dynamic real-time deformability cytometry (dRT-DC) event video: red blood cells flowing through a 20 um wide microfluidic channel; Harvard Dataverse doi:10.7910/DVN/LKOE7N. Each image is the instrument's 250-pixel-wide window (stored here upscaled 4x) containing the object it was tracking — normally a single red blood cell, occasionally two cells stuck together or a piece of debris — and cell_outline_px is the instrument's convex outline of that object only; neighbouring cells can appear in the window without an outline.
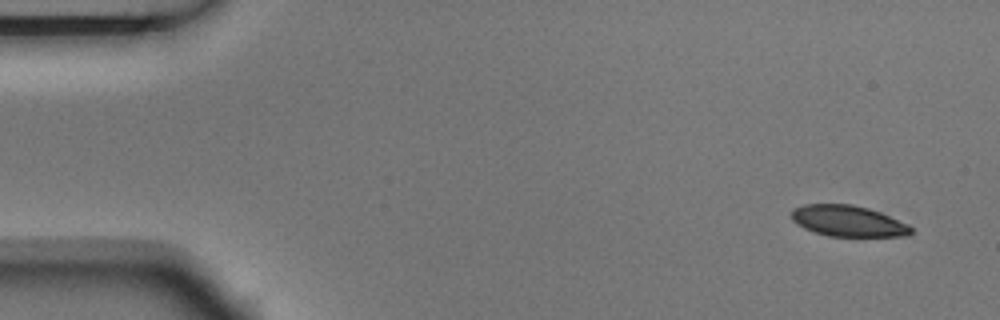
{"species": "Egyptian fruit bat (a non-hibernating species)", "species_latin": "Rousettus aegyptiacus", "temperature_condition": "room temperature", "stored_images_in_passage": 8, "camera_frame_rate_fps": 3000, "um_per_image_px": 0.085, "animal": {"sex": "male"}, "frame": {"image": 1, "passage_image": 1, "time_ms": 0.0, "image_size_px": [1000, 320], "cell_outline_px": [[912, 232], [908, 236], [828, 236], [804, 228], [796, 224], [792, 220], [792, 208], [804, 204], [852, 204], [868, 208], [880, 212], [908, 224], [912, 228]], "centroid_in_image_um": [72.07, 18.78], "position_along_channel_um": 12.9, "area_um2": 21.62}}
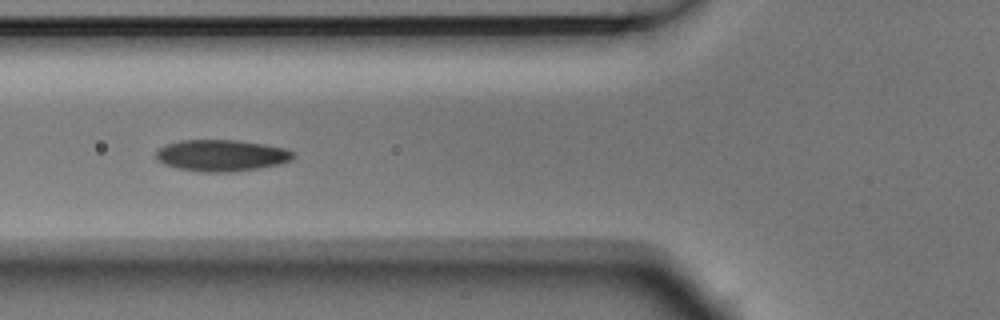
{"frame": {"image": 2, "passage_image": 6, "time_ms": 1.667, "image_size_px": [1000, 320], "cell_outline_px": [[296, 156], [292, 160], [280, 164], [256, 168], [228, 172], [200, 172], [176, 168], [164, 164], [156, 160], [156, 152], [164, 144], [180, 140], [236, 140], [264, 144], [284, 148], [296, 152]], "centroid_in_image_um": [18.82, 13.21], "position_along_channel_um": 107.0, "area_um2": 25.37}}
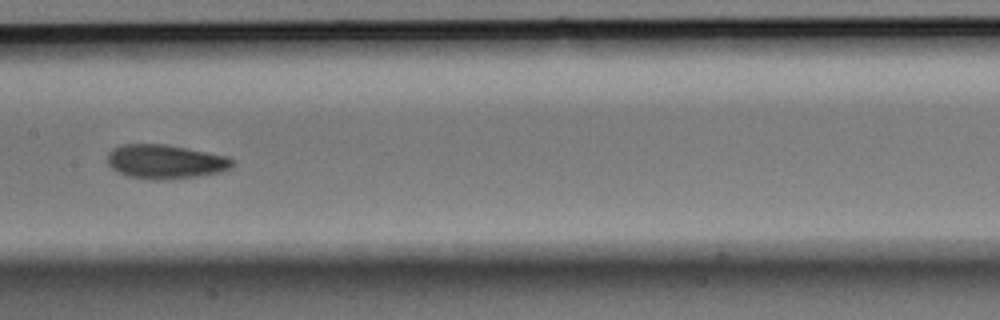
{"frame": {"image": 3, "passage_image": 8, "time_ms": 2.333, "image_size_px": [1000, 320], "cell_outline_px": [[236, 160], [232, 168], [220, 172], [196, 176], [164, 180], [152, 180], [128, 176], [112, 168], [108, 164], [108, 152], [112, 148], [120, 144], [164, 144], [228, 156]], "centroid_in_image_um": [14.07, 13.74], "position_along_channel_um": 193.3, "area_um2": 24.91}}